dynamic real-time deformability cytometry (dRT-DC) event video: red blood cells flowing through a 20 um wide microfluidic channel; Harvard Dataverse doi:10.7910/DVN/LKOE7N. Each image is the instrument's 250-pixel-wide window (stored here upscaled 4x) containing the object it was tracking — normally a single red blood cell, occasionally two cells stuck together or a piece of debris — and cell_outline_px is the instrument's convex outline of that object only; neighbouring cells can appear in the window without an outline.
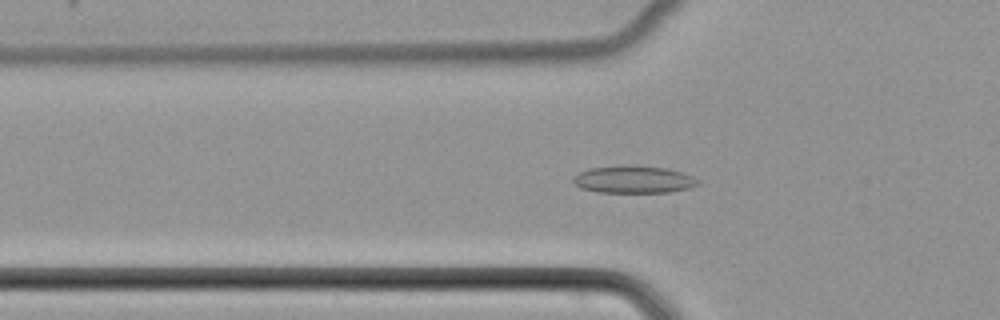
{"species": "common noctule bat (a hibernating species)", "species_latin": "Nyctalus noctula", "temperature_condition": "cold", "stored_images_in_passage": 46, "camera_frame_rate_fps": 3000, "um_per_image_px": 0.085, "animal": {"sex": "female", "body_mass_g": 22.7, "forearm_length_mm": 54.2}, "frame": {"image": 1, "passage_image": 12, "time_ms": 3.667, "image_size_px": [1000, 320], "cell_outline_px": [[700, 184], [688, 188], [668, 192], [596, 192], [580, 188], [572, 180], [572, 176], [588, 168], [620, 164], [636, 164], [668, 168], [692, 176], [700, 180]], "centroid_in_image_um": [53.83, 15.23], "position_along_channel_um": 72.0, "area_um2": 20.35}}
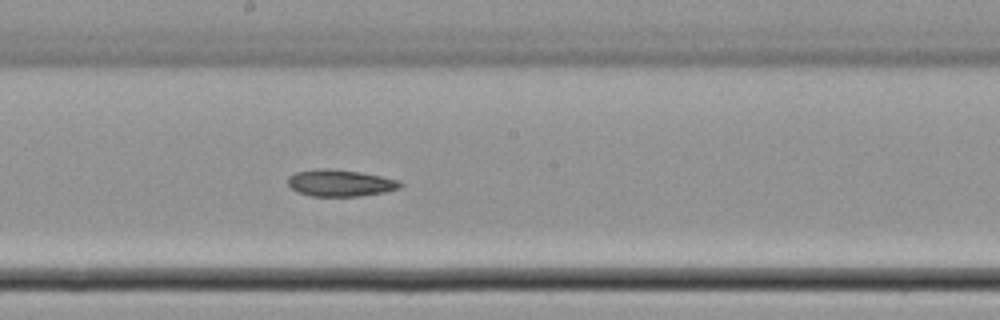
{"frame": {"image": 2, "passage_image": 23, "time_ms": 7.333, "image_size_px": [1000, 320], "cell_outline_px": [[404, 184], [400, 188], [384, 192], [360, 196], [312, 196], [296, 192], [288, 188], [288, 176], [296, 172], [316, 168], [328, 168], [360, 172], [400, 180]], "centroid_in_image_um": [28.89, 15.55], "position_along_channel_um": 219.3, "area_um2": 17.74}}
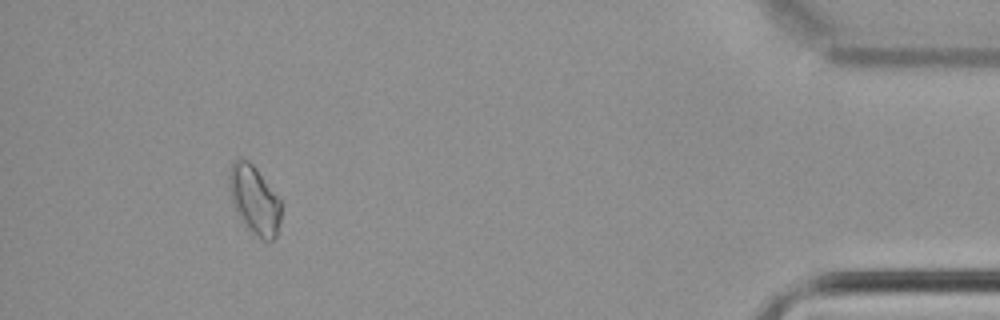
{"frame": {"image": 3, "passage_image": 42, "time_ms": 13.667, "image_size_px": [1000, 320], "cell_outline_px": [[280, 220], [276, 236], [272, 240], [260, 240], [252, 236], [232, 204], [228, 188], [228, 172], [232, 160], [248, 160], [256, 168], [280, 200]], "centroid_in_image_um": [21.58, 17.01], "position_along_channel_um": 413.6, "area_um2": 20.81}}